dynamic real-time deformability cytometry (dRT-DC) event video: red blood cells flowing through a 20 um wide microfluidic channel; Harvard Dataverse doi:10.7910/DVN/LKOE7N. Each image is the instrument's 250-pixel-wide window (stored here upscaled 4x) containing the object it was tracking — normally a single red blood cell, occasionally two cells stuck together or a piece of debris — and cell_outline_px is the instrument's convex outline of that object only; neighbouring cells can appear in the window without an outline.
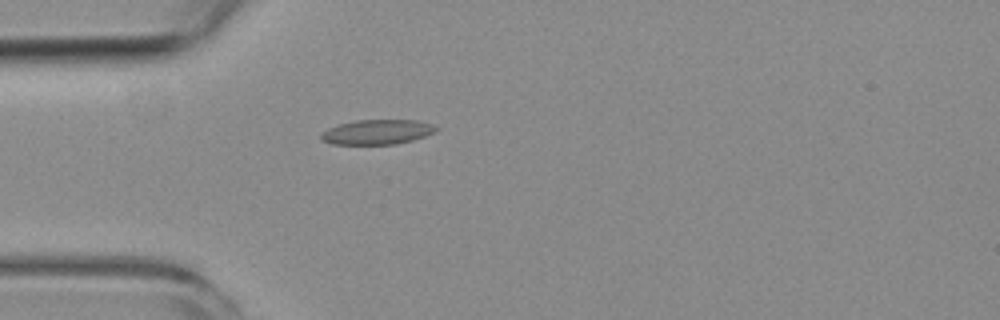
{"species": "common noctule bat (a hibernating species)", "species_latin": "Nyctalus noctula", "temperature_condition": "room temperature", "stored_images_in_passage": 4, "camera_frame_rate_fps": 3000, "um_per_image_px": 0.085, "animal": {"sex": "female", "body_mass_g": 19.3, "forearm_length_mm": 54.1}, "frame": {"image": 1, "passage_image": 4, "time_ms": 4.0, "image_size_px": [1000, 320], "cell_outline_px": [[440, 128], [436, 132], [412, 140], [396, 144], [332, 144], [320, 140], [320, 132], [328, 128], [340, 124], [356, 120], [416, 120], [432, 124]], "centroid_in_image_um": [32.05, 11.22], "position_along_channel_um": 53.0, "area_um2": 16.7}}